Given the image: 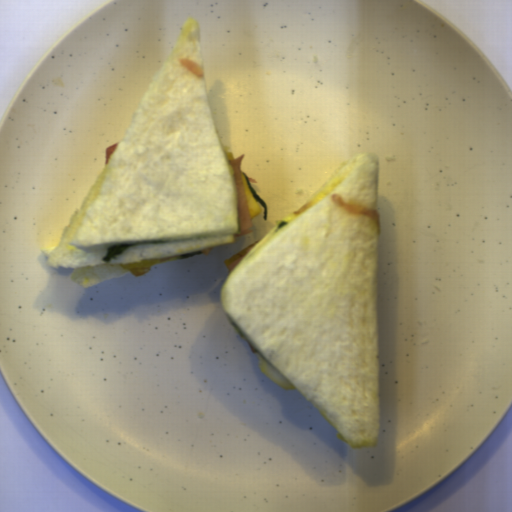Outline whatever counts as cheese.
Masks as SVG:
<instances>
[{
  "mask_svg": "<svg viewBox=\"0 0 512 512\" xmlns=\"http://www.w3.org/2000/svg\"><path fill=\"white\" fill-rule=\"evenodd\" d=\"M160 262V259H144L140 262H126L118 265L125 271L129 272L131 275L140 277L150 271L152 267L159 264Z\"/></svg>",
  "mask_w": 512,
  "mask_h": 512,
  "instance_id": "1",
  "label": "cheese"
},
{
  "mask_svg": "<svg viewBox=\"0 0 512 512\" xmlns=\"http://www.w3.org/2000/svg\"><path fill=\"white\" fill-rule=\"evenodd\" d=\"M240 175H241V179H242V183H243V187H244L246 203H247V208H248L250 219L255 218L256 216H258L259 214L262 213L263 209L260 206V204L257 202L253 193L251 192L245 175L242 174L241 172H240Z\"/></svg>",
  "mask_w": 512,
  "mask_h": 512,
  "instance_id": "2",
  "label": "cheese"
},
{
  "mask_svg": "<svg viewBox=\"0 0 512 512\" xmlns=\"http://www.w3.org/2000/svg\"><path fill=\"white\" fill-rule=\"evenodd\" d=\"M231 147L229 146H223V151L225 152L227 160H234L233 153H231L230 150Z\"/></svg>",
  "mask_w": 512,
  "mask_h": 512,
  "instance_id": "3",
  "label": "cheese"
}]
</instances>
